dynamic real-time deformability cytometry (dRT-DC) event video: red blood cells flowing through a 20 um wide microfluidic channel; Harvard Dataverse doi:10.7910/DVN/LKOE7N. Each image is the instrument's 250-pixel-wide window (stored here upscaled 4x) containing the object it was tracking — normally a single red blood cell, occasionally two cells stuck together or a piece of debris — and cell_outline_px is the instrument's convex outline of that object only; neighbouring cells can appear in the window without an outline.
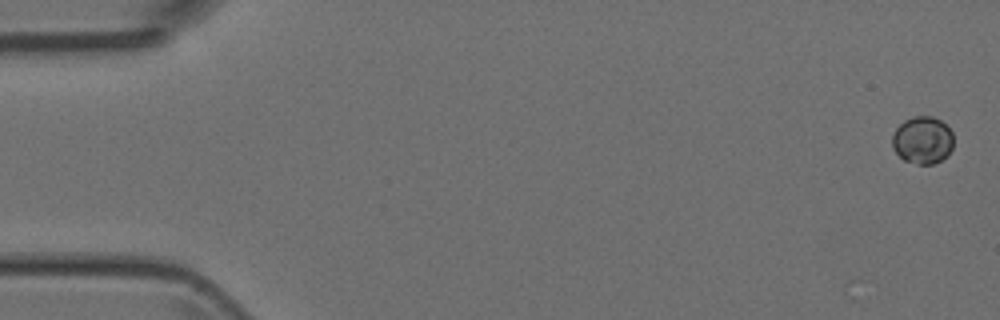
{"species": "Egyptian fruit bat (a non-hibernating species)", "species_latin": "Rousettus aegyptiacus", "temperature_condition": "room temperature", "stored_images_in_passage": 6, "camera_frame_rate_fps": 3000, "um_per_image_px": 0.085, "animal": {"sex": "female"}, "frame": {"image": 1, "passage_image": 1, "time_ms": 0.0, "image_size_px": [1000, 320], "cell_outline_px": [[952, 148], [948, 156], [932, 164], [916, 164], [904, 160], [892, 148], [892, 136], [896, 128], [904, 120], [912, 116], [932, 116], [940, 120], [952, 132]], "centroid_in_image_um": [78.4, 11.91], "position_along_channel_um": 6.6, "area_um2": 16.94}}
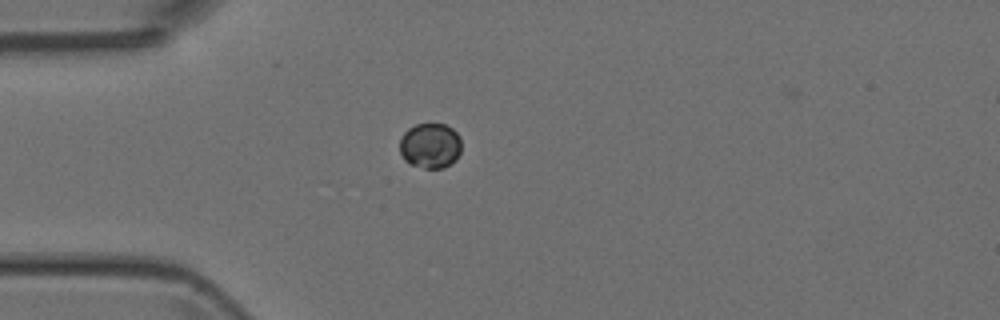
{"frame": {"image": 2, "passage_image": 4, "time_ms": 4.333, "image_size_px": [1000, 320], "cell_outline_px": [[460, 152], [456, 160], [444, 168], [424, 168], [408, 164], [404, 160], [400, 152], [400, 136], [408, 128], [416, 124], [444, 124], [452, 128], [460, 136]], "centroid_in_image_um": [36.55, 12.39], "position_along_channel_um": 48.4, "area_um2": 16.47}}
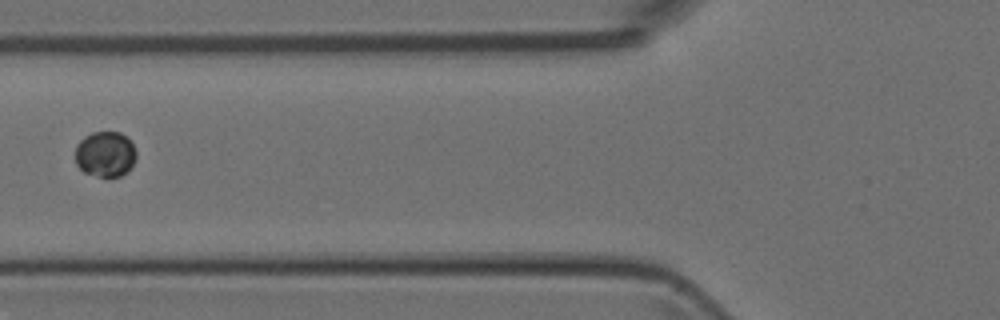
{"frame": {"image": 3, "passage_image": 6, "time_ms": 6.333, "image_size_px": [1000, 320], "cell_outline_px": [[136, 156], [128, 172], [120, 176], [100, 176], [84, 172], [76, 164], [76, 144], [84, 136], [92, 132], [120, 132], [132, 144], [136, 152]], "centroid_in_image_um": [8.93, 13.09], "position_along_channel_um": 116.9, "area_um2": 16.01}}